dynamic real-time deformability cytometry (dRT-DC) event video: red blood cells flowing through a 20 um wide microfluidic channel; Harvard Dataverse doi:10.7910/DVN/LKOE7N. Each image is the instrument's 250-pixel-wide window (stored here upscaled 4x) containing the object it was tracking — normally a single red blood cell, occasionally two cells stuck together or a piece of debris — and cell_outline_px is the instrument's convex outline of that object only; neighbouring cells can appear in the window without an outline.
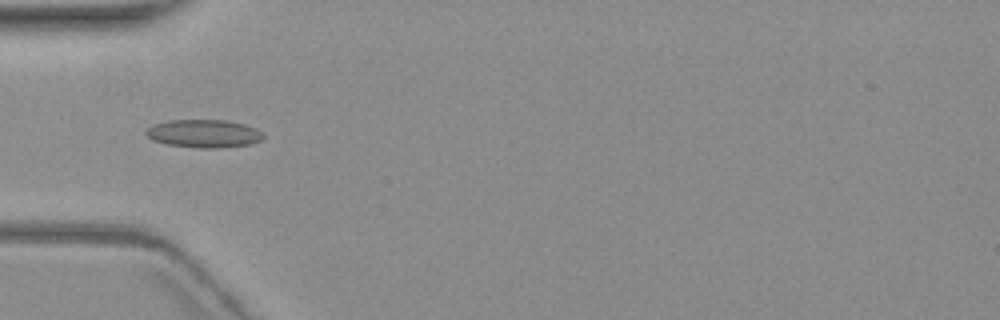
{"species": "common noctule bat (a hibernating species)", "species_latin": "Nyctalus noctula", "temperature_condition": "warm", "stored_images_in_passage": 8, "camera_frame_rate_fps": 3000, "um_per_image_px": 0.085, "animal": {"sex": "female", "body_mass_g": 19.3, "forearm_length_mm": 54.1}, "frame": {"image": 1, "passage_image": 5, "time_ms": 4.667, "image_size_px": [1000, 320], "cell_outline_px": [[264, 136], [260, 140], [252, 144], [220, 148], [200, 148], [168, 144], [152, 140], [144, 132], [152, 124], [168, 120], [224, 120], [244, 124], [256, 128]], "centroid_in_image_um": [17.31, 11.35], "position_along_channel_um": 67.7, "area_um2": 19.13}}
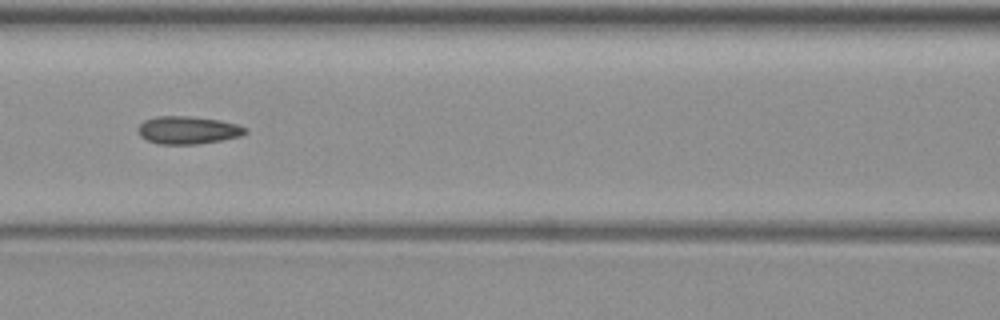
{"frame": {"image": 2, "passage_image": 7, "time_ms": 7.0, "image_size_px": [1000, 320], "cell_outline_px": [[248, 132], [240, 136], [200, 144], [156, 144], [140, 136], [136, 128], [144, 120], [156, 116], [188, 116], [220, 120], [236, 124], [248, 128]], "centroid_in_image_um": [15.95, 11.06], "position_along_channel_um": 150.6, "area_um2": 17.46}}
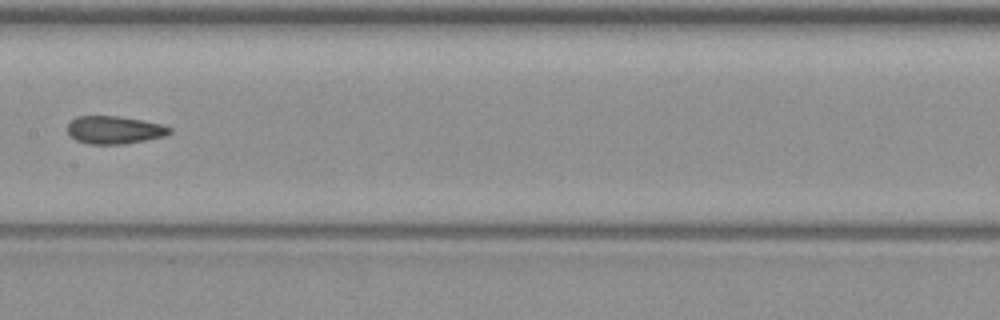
{"frame": {"image": 3, "passage_image": 8, "time_ms": 8.333, "image_size_px": [1000, 320], "cell_outline_px": [[172, 132], [164, 136], [124, 144], [88, 144], [76, 140], [68, 132], [68, 124], [76, 116], [116, 116], [164, 124], [172, 128]], "centroid_in_image_um": [9.74, 11.04], "position_along_channel_um": 197.7, "area_um2": 16.47}}